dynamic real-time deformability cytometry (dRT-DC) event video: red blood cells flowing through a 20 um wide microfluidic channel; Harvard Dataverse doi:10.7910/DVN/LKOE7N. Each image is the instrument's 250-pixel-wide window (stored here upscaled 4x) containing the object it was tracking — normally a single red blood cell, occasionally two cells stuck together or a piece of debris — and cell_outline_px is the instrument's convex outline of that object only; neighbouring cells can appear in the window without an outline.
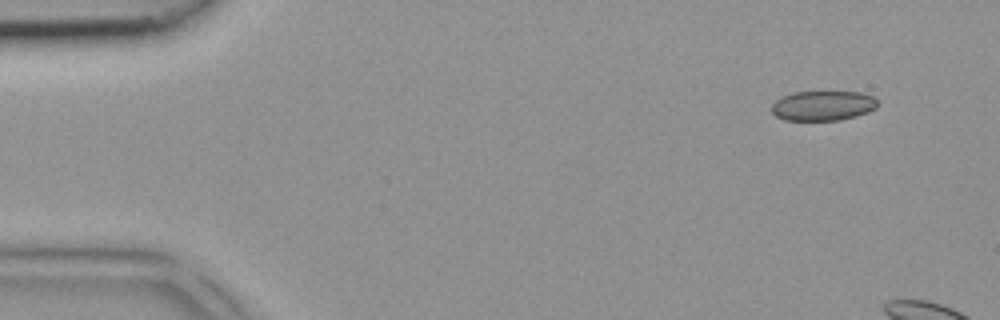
{"species": "common noctule bat (a hibernating species)", "species_latin": "Nyctalus noctula", "temperature_condition": "room temperature", "stored_images_in_passage": 3, "camera_frame_rate_fps": 3000, "um_per_image_px": 0.085, "animal": {"sex": "female", "body_mass_g": 18.4}, "frame": {"image": 1, "passage_image": 1, "time_ms": 0.0, "image_size_px": [1000, 320], "cell_outline_px": [[876, 108], [868, 112], [856, 116], [840, 120], [784, 120], [776, 116], [772, 112], [772, 104], [780, 96], [792, 92], [860, 92], [872, 96], [876, 100]], "centroid_in_image_um": [69.91, 8.98], "position_along_channel_um": 15.1, "area_um2": 18.44}}